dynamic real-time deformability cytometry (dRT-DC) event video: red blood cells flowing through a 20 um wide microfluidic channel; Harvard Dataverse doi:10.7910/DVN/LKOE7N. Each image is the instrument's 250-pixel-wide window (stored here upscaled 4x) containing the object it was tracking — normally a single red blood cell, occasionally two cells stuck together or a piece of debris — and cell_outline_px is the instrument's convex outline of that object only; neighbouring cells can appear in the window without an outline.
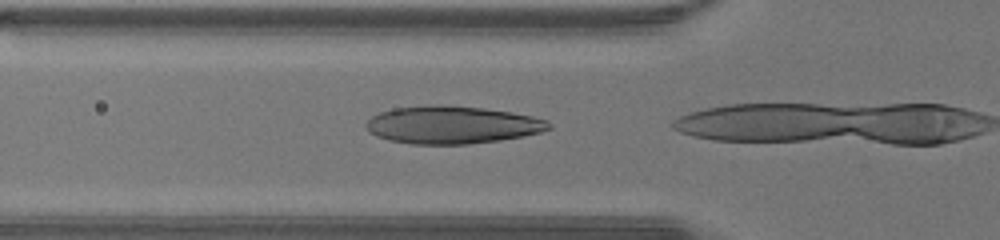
{"species": "human", "species_latin": "Homo sapiens", "temperature_condition": "warm", "stored_images_in_passage": 12, "camera_frame_rate_fps": 3000, "um_per_image_px": 0.085, "donor": {"sex": "male"}, "frame": {"image": 1, "passage_image": 11, "time_ms": 3.333, "image_size_px": [1000, 240], "cell_outline_px": [[552, 128], [540, 132], [524, 136], [500, 140], [468, 144], [412, 144], [388, 140], [376, 136], [368, 132], [364, 124], [372, 116], [380, 112], [392, 108], [432, 104], [440, 104], [484, 108], [512, 112], [532, 116], [548, 120], [552, 124]], "centroid_in_image_um": [38.42, 10.61], "position_along_channel_um": 87.4, "area_um2": 40.52}}